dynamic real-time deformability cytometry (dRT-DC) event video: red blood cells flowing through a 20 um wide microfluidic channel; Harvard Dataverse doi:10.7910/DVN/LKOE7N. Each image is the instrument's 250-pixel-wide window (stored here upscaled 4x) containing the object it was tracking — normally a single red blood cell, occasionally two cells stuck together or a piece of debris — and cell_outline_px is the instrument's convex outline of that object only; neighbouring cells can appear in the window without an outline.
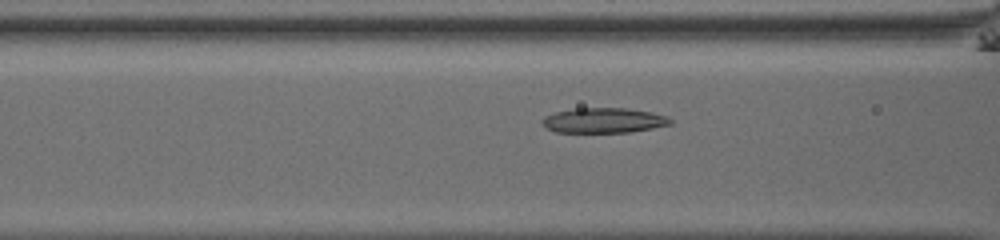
{"species": "common noctule bat (a hibernating species)", "species_latin": "Nyctalus noctula", "temperature_condition": "room temperature", "stored_images_in_passage": 50, "camera_frame_rate_fps": 3000, "um_per_image_px": 0.085, "animal": {"sex": "male", "body_mass_g": 13.0, "forearm_length_mm": 53.1}, "frame": {"image": 1, "passage_image": 25, "time_ms": 8.0, "image_size_px": [1000, 240], "cell_outline_px": [[672, 124], [632, 132], [556, 132], [548, 128], [540, 120], [544, 116], [556, 112], [576, 108], [628, 108], [652, 112], [668, 116], [672, 120]], "centroid_in_image_um": [51.35, 10.23], "position_along_channel_um": 115.2, "area_um2": 18.73}}
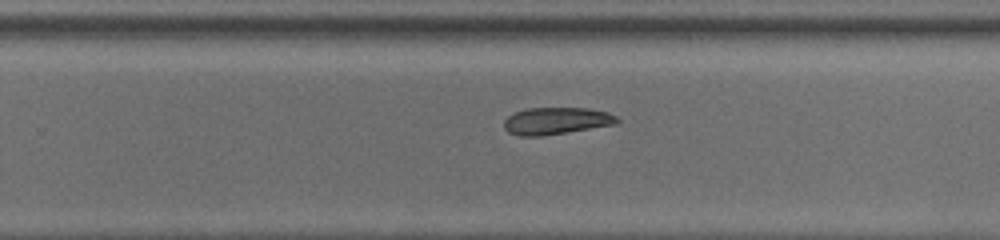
{"frame": {"image": 2, "passage_image": 38, "time_ms": 12.333, "image_size_px": [1000, 240], "cell_outline_px": [[620, 120], [616, 124], [544, 136], [520, 136], [508, 132], [504, 128], [504, 120], [508, 116], [516, 112], [528, 108], [588, 108], [608, 112], [616, 116]], "centroid_in_image_um": [47.28, 10.28], "position_along_channel_um": 282.5, "area_um2": 17.86}}
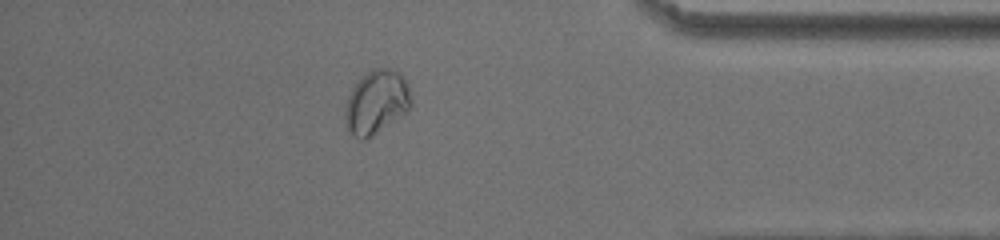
{"frame": {"image": 3, "passage_image": 49, "time_ms": 16.0, "image_size_px": [1000, 240], "cell_outline_px": [[412, 104], [408, 112], [372, 136], [364, 140], [360, 140], [352, 136], [348, 128], [344, 116], [348, 96], [352, 88], [372, 68], [388, 68], [400, 72], [404, 76], [408, 84]], "centroid_in_image_um": [32.03, 8.7], "position_along_channel_um": 403.2, "area_um2": 24.62}}